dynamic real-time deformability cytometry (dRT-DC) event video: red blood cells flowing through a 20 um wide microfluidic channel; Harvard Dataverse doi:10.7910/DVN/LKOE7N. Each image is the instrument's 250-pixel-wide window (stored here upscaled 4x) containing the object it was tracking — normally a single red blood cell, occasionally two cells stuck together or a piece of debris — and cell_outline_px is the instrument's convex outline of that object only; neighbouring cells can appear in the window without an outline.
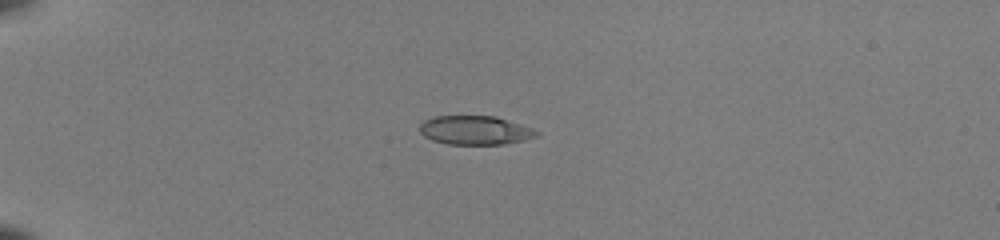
{"species": "common noctule bat (a hibernating species)", "species_latin": "Nyctalus noctula", "temperature_condition": "room temperature", "stored_images_in_passage": 38, "camera_frame_rate_fps": 3000, "um_per_image_px": 0.085, "animal": {"sex": "female", "body_mass_g": 22.0, "forearm_length_mm": 56.7}, "frame": {"image": 1, "passage_image": 1, "time_ms": 0.0, "image_size_px": [1000, 240], "cell_outline_px": [[540, 132], [536, 136], [524, 140], [504, 144], [448, 144], [432, 140], [424, 136], [420, 132], [420, 124], [424, 120], [436, 116], [496, 116], [532, 128]], "centroid_in_image_um": [40.38, 11.07], "position_along_channel_um": 44.6, "area_um2": 19.59}}
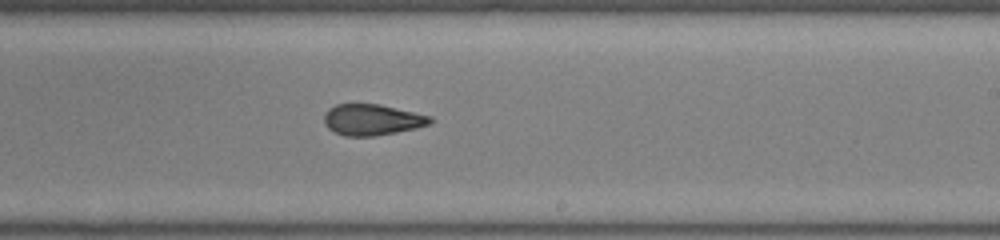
{"frame": {"image": 2, "passage_image": 20, "time_ms": 6.333, "image_size_px": [1000, 240], "cell_outline_px": [[436, 120], [428, 124], [416, 128], [396, 132], [372, 136], [344, 136], [328, 128], [324, 124], [324, 116], [328, 108], [336, 104], [380, 104], [432, 116]], "centroid_in_image_um": [31.64, 10.17], "position_along_channel_um": 257.4, "area_um2": 19.25}}
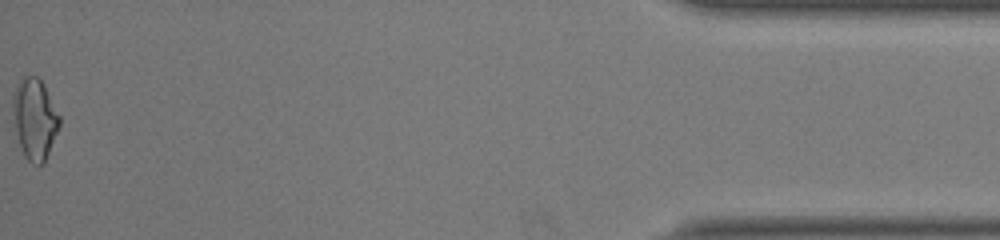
{"frame": {"image": 3, "passage_image": 38, "time_ms": 12.333, "image_size_px": [1000, 240], "cell_outline_px": [[60, 124], [44, 164], [32, 164], [24, 156], [20, 144], [16, 128], [12, 104], [12, 92], [24, 76], [36, 76], [44, 84], [60, 116]], "centroid_in_image_um": [2.96, 10.1], "position_along_channel_um": 432.2, "area_um2": 21.68}, "authors_computed_cell_mechanics": {"area_um2": 19.7676, "velocity_mm_per_s": 4.1116, "shape_relaxation_time_tau1_ms": null, "shape_relaxation_time_tau2_ms": 1.6842, "deformation_change_tau1": null, "deformation_change_tau2": 0.0754}}